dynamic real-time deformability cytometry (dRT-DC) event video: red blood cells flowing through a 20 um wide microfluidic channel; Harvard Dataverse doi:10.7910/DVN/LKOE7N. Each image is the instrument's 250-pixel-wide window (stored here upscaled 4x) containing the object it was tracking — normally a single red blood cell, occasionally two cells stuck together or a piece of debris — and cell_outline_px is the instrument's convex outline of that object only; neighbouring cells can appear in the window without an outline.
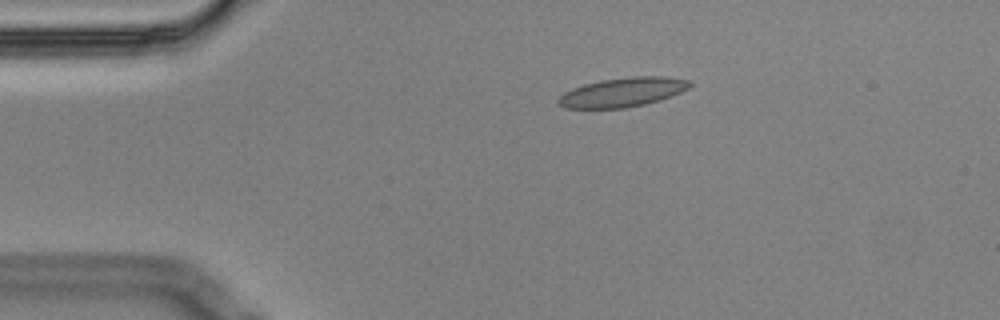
{"species": "Egyptian fruit bat (a non-hibernating species)", "species_latin": "Rousettus aegyptiacus", "temperature_condition": "cold", "stored_images_in_passage": 8, "camera_frame_rate_fps": 3000, "um_per_image_px": 0.085, "animal": {"sex": "male"}, "frame": {"image": 1, "passage_image": 4, "time_ms": 1.0, "image_size_px": [1000, 320], "cell_outline_px": [[692, 84], [688, 88], [680, 92], [660, 100], [644, 104], [624, 108], [564, 108], [556, 104], [556, 100], [564, 92], [572, 88], [584, 84], [604, 80], [632, 76], [664, 76], [688, 80]], "centroid_in_image_um": [52.88, 7.84], "position_along_channel_um": 32.1, "area_um2": 22.31}}
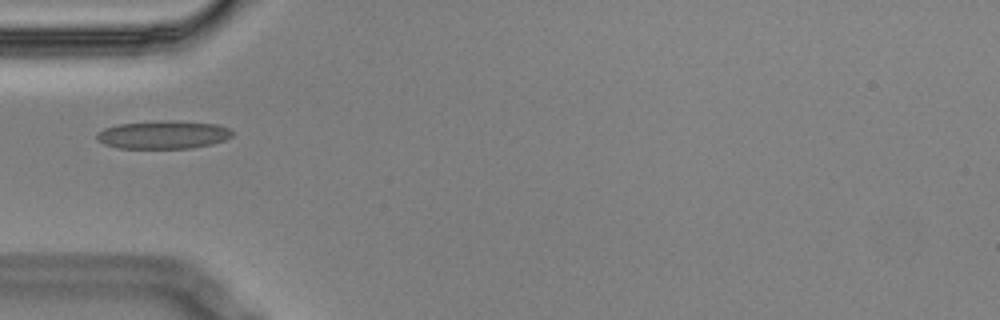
{"frame": {"image": 2, "passage_image": 6, "time_ms": 1.667, "image_size_px": [1000, 320], "cell_outline_px": [[236, 132], [232, 136], [224, 140], [212, 144], [192, 148], [116, 148], [104, 144], [96, 140], [96, 136], [104, 128], [120, 124], [164, 120], [172, 120], [216, 124], [232, 128]], "centroid_in_image_um": [13.93, 11.45], "position_along_channel_um": 71.1, "area_um2": 22.37}}